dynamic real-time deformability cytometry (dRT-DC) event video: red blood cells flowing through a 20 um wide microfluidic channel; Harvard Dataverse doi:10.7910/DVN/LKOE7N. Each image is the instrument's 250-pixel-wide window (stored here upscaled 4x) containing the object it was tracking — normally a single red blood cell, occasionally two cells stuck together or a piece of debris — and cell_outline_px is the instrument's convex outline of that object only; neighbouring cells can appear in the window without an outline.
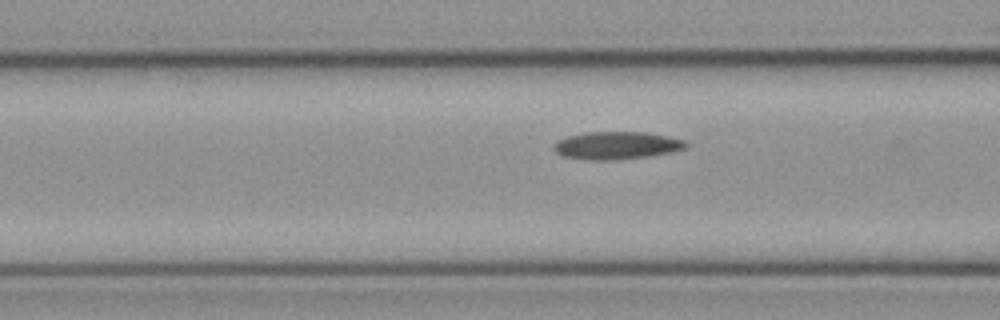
{"species": "common noctule bat (a hibernating species)", "species_latin": "Nyctalus noctula", "temperature_condition": "cold", "stored_images_in_passage": 13, "camera_frame_rate_fps": 3000, "um_per_image_px": 0.085, "animal": {"sex": "female", "body_mass_g": 21.9}, "frame": {"image": 1, "passage_image": 10, "time_ms": 3.0, "image_size_px": [1000, 320], "cell_outline_px": [[688, 148], [672, 152], [648, 156], [616, 160], [588, 160], [560, 156], [552, 148], [552, 144], [568, 136], [584, 132], [644, 132], [668, 136], [684, 140], [688, 144]], "centroid_in_image_um": [52.4, 12.37], "position_along_channel_um": 114.2, "area_um2": 21.5}}